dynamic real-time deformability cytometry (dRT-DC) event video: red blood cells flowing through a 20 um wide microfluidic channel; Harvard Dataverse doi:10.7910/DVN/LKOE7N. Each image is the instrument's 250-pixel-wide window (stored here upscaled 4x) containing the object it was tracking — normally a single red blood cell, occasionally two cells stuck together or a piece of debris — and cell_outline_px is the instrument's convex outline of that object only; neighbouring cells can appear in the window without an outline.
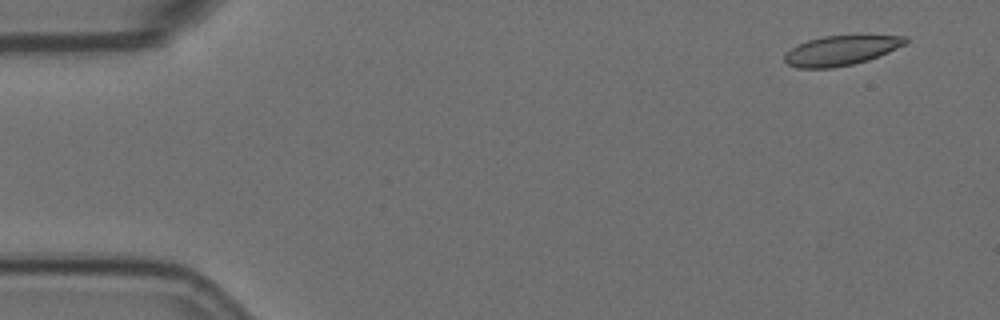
{"species": "Egyptian fruit bat (a non-hibernating species)", "species_latin": "Rousettus aegyptiacus", "temperature_condition": "room temperature", "stored_images_in_passage": 4, "camera_frame_rate_fps": 3000, "um_per_image_px": 0.085, "animal": {"sex": "female"}, "frame": {"image": 1, "passage_image": 1, "time_ms": 0.0, "image_size_px": [1000, 320], "cell_outline_px": [[908, 44], [868, 60], [852, 64], [832, 68], [796, 68], [788, 64], [784, 60], [784, 56], [796, 44], [808, 40], [824, 36], [908, 36]], "centroid_in_image_um": [71.49, 4.3], "position_along_channel_um": 13.5, "area_um2": 20.81}}
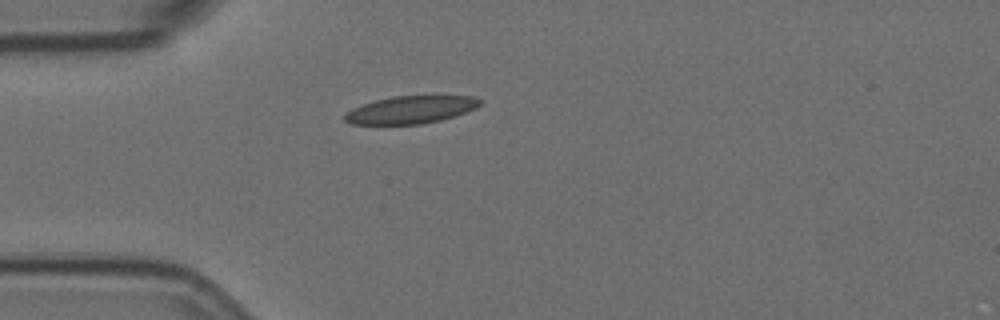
{"frame": {"image": 2, "passage_image": 3, "time_ms": 0.667, "image_size_px": [1000, 320], "cell_outline_px": [[484, 100], [476, 108], [440, 120], [420, 124], [348, 124], [344, 120], [344, 116], [352, 108], [376, 100], [392, 96], [472, 96]], "centroid_in_image_um": [34.9, 9.32], "position_along_channel_um": 50.1, "area_um2": 21.5}}